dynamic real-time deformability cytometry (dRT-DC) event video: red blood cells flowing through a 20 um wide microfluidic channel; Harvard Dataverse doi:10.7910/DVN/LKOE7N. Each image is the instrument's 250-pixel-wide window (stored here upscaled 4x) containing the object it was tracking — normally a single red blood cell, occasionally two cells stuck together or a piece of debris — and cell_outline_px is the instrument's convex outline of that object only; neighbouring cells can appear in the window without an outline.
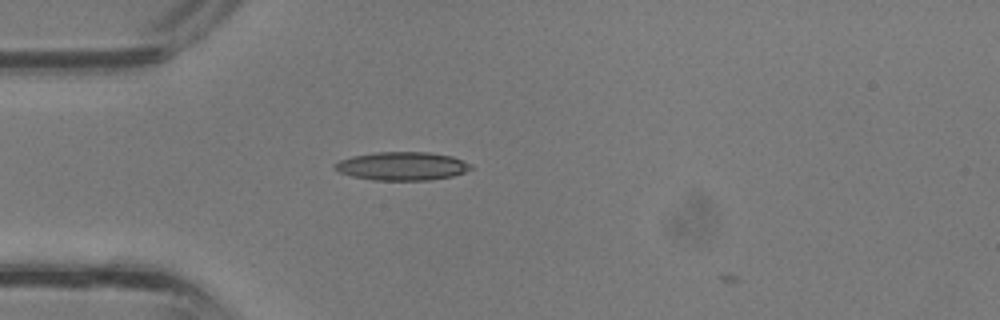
{"species": "common noctule bat (a hibernating species)", "species_latin": "Nyctalus noctula", "temperature_condition": "room temperature", "stored_images_in_passage": 28, "camera_frame_rate_fps": 3000, "um_per_image_px": 0.085, "animal": {"sex": "male", "body_mass_g": 13.3}, "frame": {"image": 1, "passage_image": 3, "time_ms": 0.667, "image_size_px": [1000, 320], "cell_outline_px": [[472, 168], [464, 172], [452, 176], [428, 180], [372, 180], [352, 176], [340, 172], [332, 168], [332, 164], [340, 160], [352, 156], [376, 152], [428, 152], [452, 156], [472, 164]], "centroid_in_image_um": [34.15, 14.11], "position_along_channel_um": 50.9, "area_um2": 22.54}}
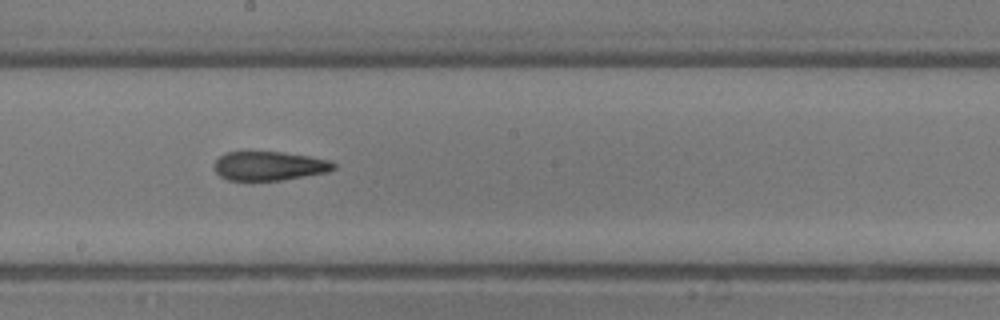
{"frame": {"image": 2, "passage_image": 13, "time_ms": 4.0, "image_size_px": [1000, 320], "cell_outline_px": [[336, 168], [328, 172], [284, 180], [252, 184], [228, 180], [220, 176], [216, 172], [212, 164], [220, 156], [228, 152], [280, 152], [308, 156], [328, 160], [336, 164]], "centroid_in_image_um": [22.83, 14.16], "position_along_channel_um": 225.4, "area_um2": 20.98}}
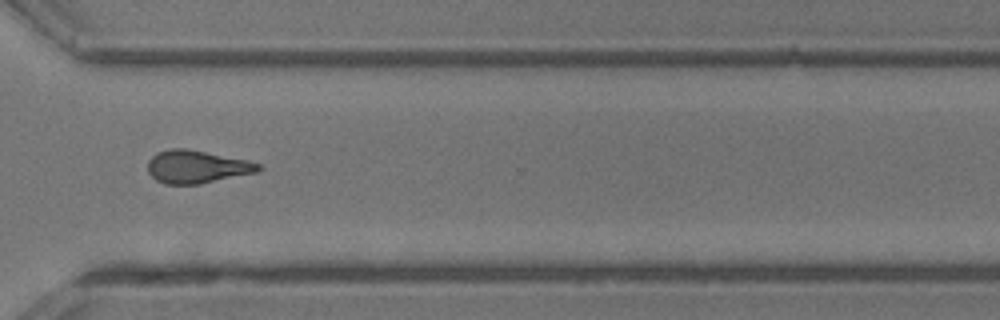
{"frame": {"image": 3, "passage_image": 20, "time_ms": 6.333, "image_size_px": [1000, 320], "cell_outline_px": [[264, 168], [256, 172], [200, 184], [164, 184], [156, 180], [148, 172], [148, 160], [156, 152], [172, 148], [184, 148], [244, 160], [260, 164]], "centroid_in_image_um": [16.68, 14.18], "position_along_channel_um": 353.9, "area_um2": 20.92}}